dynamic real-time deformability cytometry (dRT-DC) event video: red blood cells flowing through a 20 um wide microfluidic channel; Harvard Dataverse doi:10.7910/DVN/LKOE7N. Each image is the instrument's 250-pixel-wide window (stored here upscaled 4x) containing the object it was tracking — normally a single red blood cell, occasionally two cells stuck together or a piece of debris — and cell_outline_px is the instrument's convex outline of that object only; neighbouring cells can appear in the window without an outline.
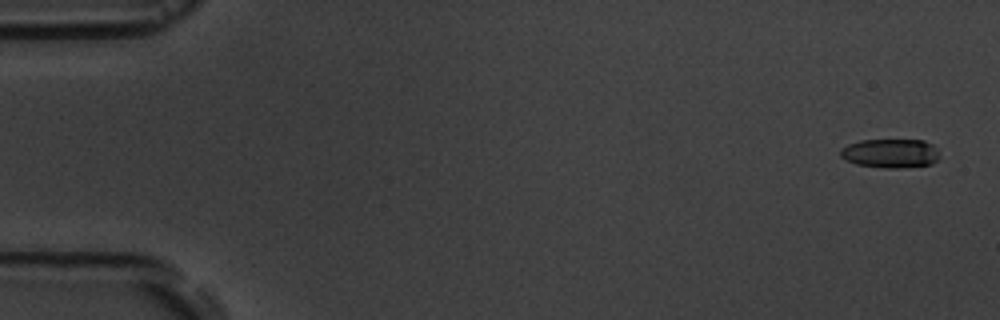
{"species": "common noctule bat (a hibernating species)", "species_latin": "Nyctalus noctula", "temperature_condition": "room temperature", "stored_images_in_passage": 3, "camera_frame_rate_fps": 3000, "um_per_image_px": 0.085, "animal": {"sex": "male", "body_mass_g": 19.5, "forearm_length_mm": 54.6}, "frame": {"image": 1, "passage_image": 1, "time_ms": 0.0, "image_size_px": [1000, 320], "cell_outline_px": [[940, 156], [932, 164], [900, 168], [888, 168], [856, 164], [844, 160], [840, 156], [840, 148], [848, 144], [860, 140], [924, 140], [932, 144], [936, 148]], "centroid_in_image_um": [75.67, 13.03], "position_along_channel_um": 9.3, "area_um2": 16.88}}